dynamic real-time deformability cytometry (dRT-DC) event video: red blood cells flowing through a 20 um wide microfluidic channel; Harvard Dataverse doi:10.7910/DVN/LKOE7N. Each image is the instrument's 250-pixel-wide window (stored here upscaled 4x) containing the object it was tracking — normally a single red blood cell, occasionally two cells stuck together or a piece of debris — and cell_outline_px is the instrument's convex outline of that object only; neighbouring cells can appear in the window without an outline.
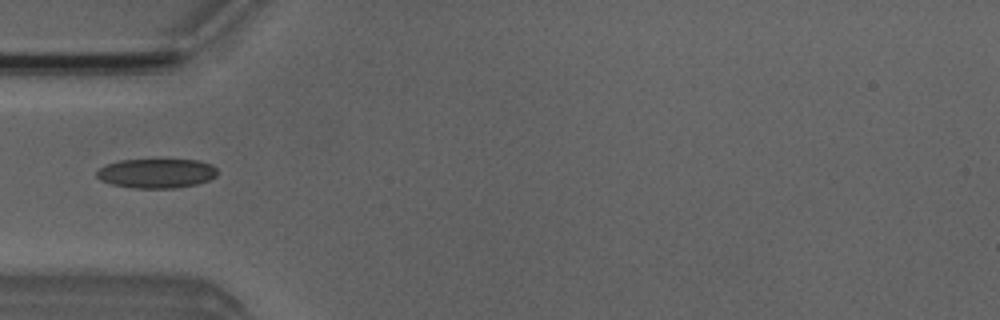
{"species": "Egyptian fruit bat (a non-hibernating species)", "species_latin": "Rousettus aegyptiacus", "temperature_condition": "room temperature", "stored_images_in_passage": 4, "camera_frame_rate_fps": 3000, "um_per_image_px": 0.085, "animal": {"sex": "male"}, "frame": {"image": 1, "passage_image": 4, "time_ms": 4.333, "image_size_px": [1000, 320], "cell_outline_px": [[216, 176], [208, 180], [196, 184], [176, 188], [132, 188], [112, 184], [100, 180], [96, 176], [96, 172], [100, 168], [108, 164], [120, 160], [200, 160], [212, 164], [216, 168]], "centroid_in_image_um": [13.31, 14.73], "position_along_channel_um": 71.7, "area_um2": 20.63}}